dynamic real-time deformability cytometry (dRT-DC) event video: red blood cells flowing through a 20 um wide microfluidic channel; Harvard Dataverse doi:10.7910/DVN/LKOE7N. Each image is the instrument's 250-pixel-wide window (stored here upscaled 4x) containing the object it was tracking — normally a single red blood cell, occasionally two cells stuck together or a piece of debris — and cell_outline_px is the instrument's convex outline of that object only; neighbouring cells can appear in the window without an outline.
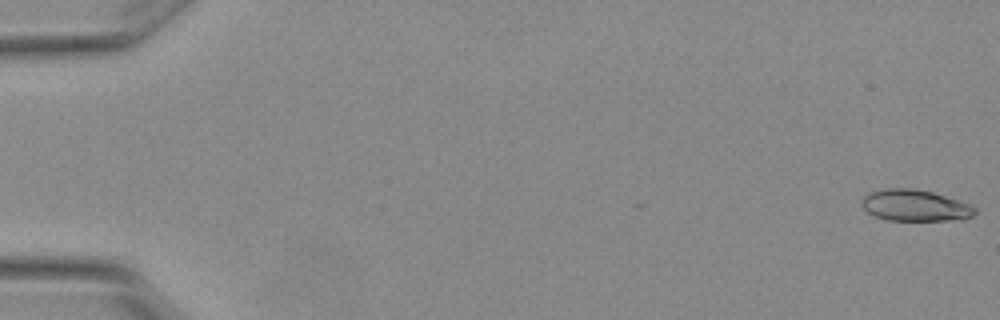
{"species": "Egyptian fruit bat (a non-hibernating species)", "species_latin": "Rousettus aegyptiacus", "temperature_condition": "warm", "stored_images_in_passage": 6, "camera_frame_rate_fps": 3000, "um_per_image_px": 0.085, "animal": {"sex": "female"}, "frame": {"image": 1, "passage_image": 1, "time_ms": 0.0, "image_size_px": [1000, 320], "cell_outline_px": [[976, 212], [972, 216], [964, 220], [888, 220], [876, 216], [868, 212], [860, 204], [864, 196], [868, 192], [884, 188], [912, 188], [932, 192], [968, 204], [976, 208]], "centroid_in_image_um": [77.75, 17.46], "position_along_channel_um": 7.2, "area_um2": 20.63}}
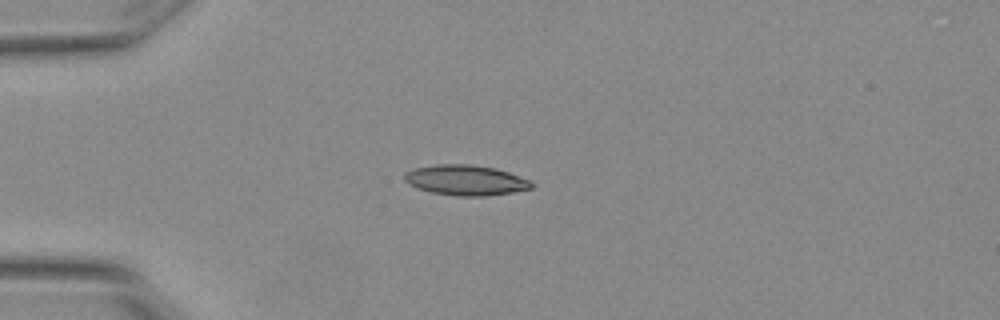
{"frame": {"image": 2, "passage_image": 4, "time_ms": 1.0, "image_size_px": [1000, 320], "cell_outline_px": [[536, 184], [532, 188], [512, 192], [484, 196], [456, 196], [428, 192], [416, 188], [408, 184], [404, 180], [404, 172], [412, 168], [436, 164], [472, 164], [496, 168], [532, 180]], "centroid_in_image_um": [39.56, 15.31], "position_along_channel_um": 45.4, "area_um2": 22.89}}
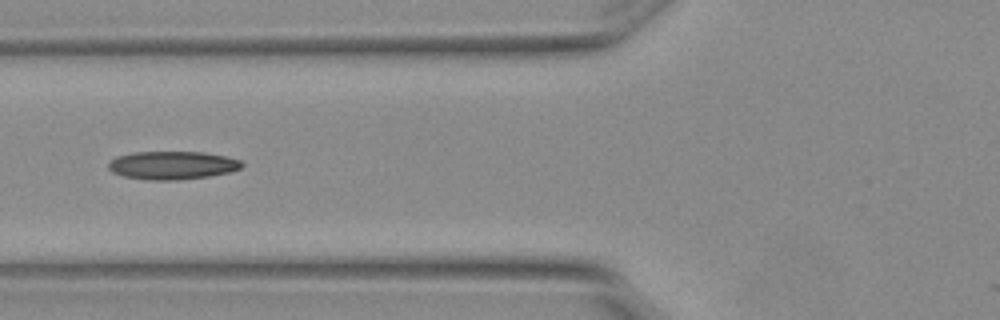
{"frame": {"image": 3, "passage_image": 6, "time_ms": 1.667, "image_size_px": [1000, 320], "cell_outline_px": [[244, 164], [240, 168], [232, 172], [208, 176], [180, 180], [148, 180], [124, 176], [112, 172], [108, 168], [108, 160], [116, 156], [136, 152], [204, 152], [224, 156], [240, 160]], "centroid_in_image_um": [14.63, 14.05], "position_along_channel_um": 111.2, "area_um2": 22.02}}